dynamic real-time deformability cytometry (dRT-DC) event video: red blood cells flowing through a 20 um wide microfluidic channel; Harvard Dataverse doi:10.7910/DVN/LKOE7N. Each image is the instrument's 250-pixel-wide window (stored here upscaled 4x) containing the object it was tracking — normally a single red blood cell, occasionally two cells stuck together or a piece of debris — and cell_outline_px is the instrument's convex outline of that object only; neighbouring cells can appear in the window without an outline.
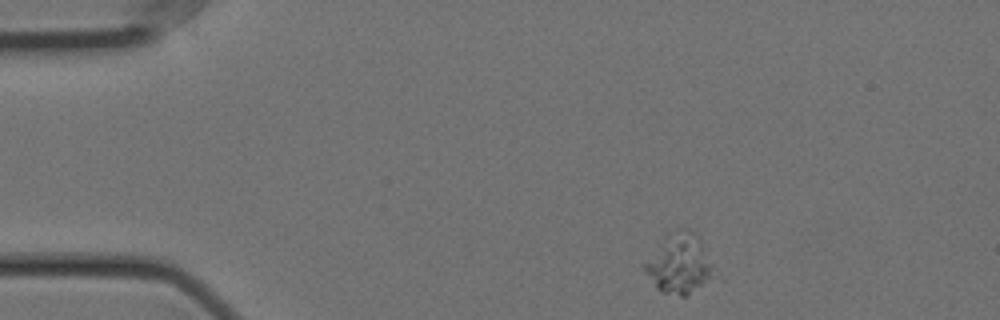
{"species": "Egyptian fruit bat (a non-hibernating species)", "species_latin": "Rousettus aegyptiacus", "temperature_condition": "cold", "stored_images_in_passage": 51, "camera_frame_rate_fps": 3000, "um_per_image_px": 0.085, "animal": {"sex": "female"}, "frame": {"image": 1, "passage_image": 1, "time_ms": 0.0, "image_size_px": [1000, 320], "cell_outline_px": [[708, 276], [700, 284], [684, 296], [680, 296], [660, 292], [656, 288], [644, 272], [640, 264], [664, 236], [668, 232], [676, 228], [688, 228], [700, 240], [708, 264]], "centroid_in_image_um": [57.53, 22.36], "position_along_channel_um": 27.5, "area_um2": 23.12}}
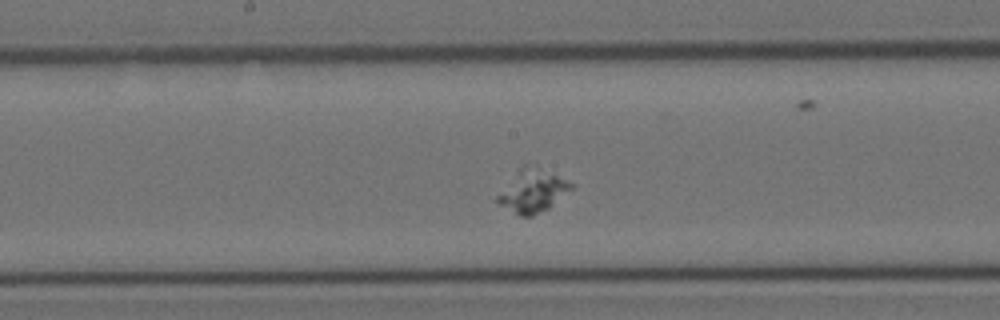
{"frame": {"image": 2, "passage_image": 22, "time_ms": 7.0, "image_size_px": [1000, 320], "cell_outline_px": [[576, 184], [572, 188], [548, 208], [532, 216], [520, 216], [496, 204], [496, 196], [520, 168], [524, 164], [536, 164]], "centroid_in_image_um": [45.27, 16.2], "position_along_channel_um": 202.9, "area_um2": 18.5}}
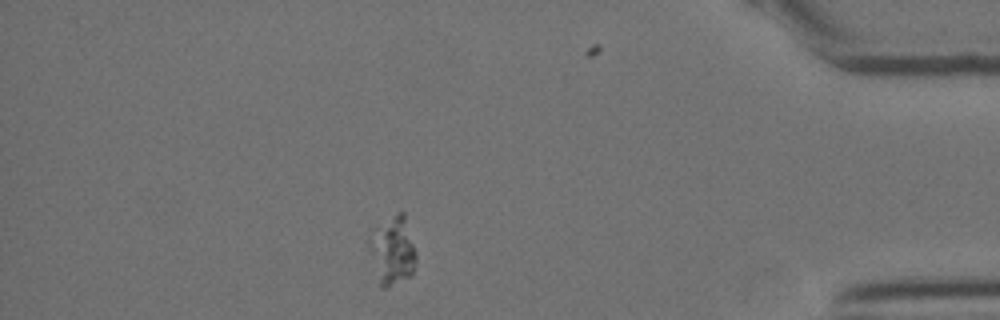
{"frame": {"image": 3, "passage_image": 43, "time_ms": 14.0, "image_size_px": [1000, 320], "cell_outline_px": [[416, 260], [412, 276], [384, 288], [380, 288], [368, 244], [368, 236], [372, 228], [396, 212], [404, 212], [416, 252]], "centroid_in_image_um": [33.35, 21.26], "position_along_channel_um": 401.8, "area_um2": 18.96}}